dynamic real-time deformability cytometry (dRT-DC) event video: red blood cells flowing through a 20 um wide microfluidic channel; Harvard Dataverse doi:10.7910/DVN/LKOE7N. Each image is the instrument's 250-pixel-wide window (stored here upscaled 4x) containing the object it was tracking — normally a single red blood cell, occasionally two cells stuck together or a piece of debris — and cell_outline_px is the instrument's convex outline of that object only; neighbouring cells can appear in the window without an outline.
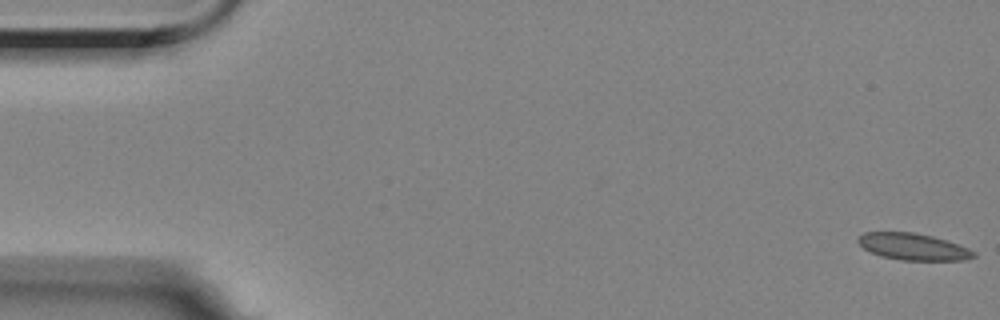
{"species": "Egyptian fruit bat (a non-hibernating species)", "species_latin": "Rousettus aegyptiacus", "temperature_condition": "room temperature", "stored_images_in_passage": 57, "camera_frame_rate_fps": 3000, "um_per_image_px": 0.085, "animal": {"sex": "female"}, "frame": {"image": 1, "passage_image": 1, "time_ms": 0.0, "image_size_px": [1000, 320], "cell_outline_px": [[976, 256], [968, 260], [900, 260], [880, 256], [864, 248], [856, 240], [864, 232], [912, 232], [932, 236], [968, 248], [976, 252]], "centroid_in_image_um": [77.62, 20.98], "position_along_channel_um": 7.4, "area_um2": 17.86}}
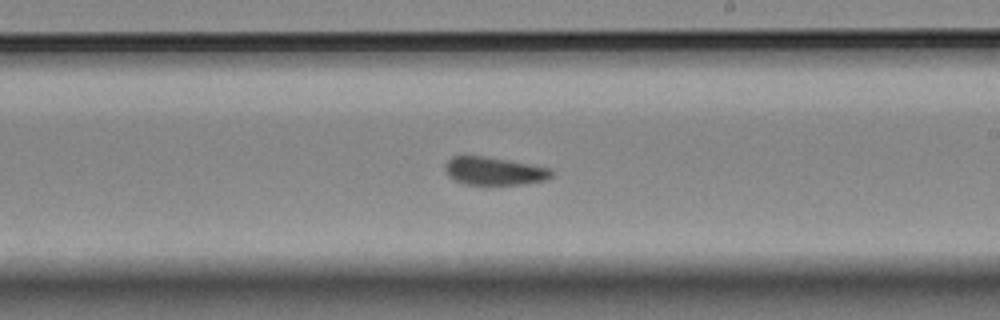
{"frame": {"image": 2, "passage_image": 33, "time_ms": 10.667, "image_size_px": [1000, 320], "cell_outline_px": [[556, 172], [552, 176], [544, 180], [524, 184], [464, 184], [448, 176], [444, 172], [444, 164], [452, 156], [484, 156], [508, 160], [552, 168]], "centroid_in_image_um": [42.01, 14.53], "position_along_channel_um": 247.0, "area_um2": 17.46}}
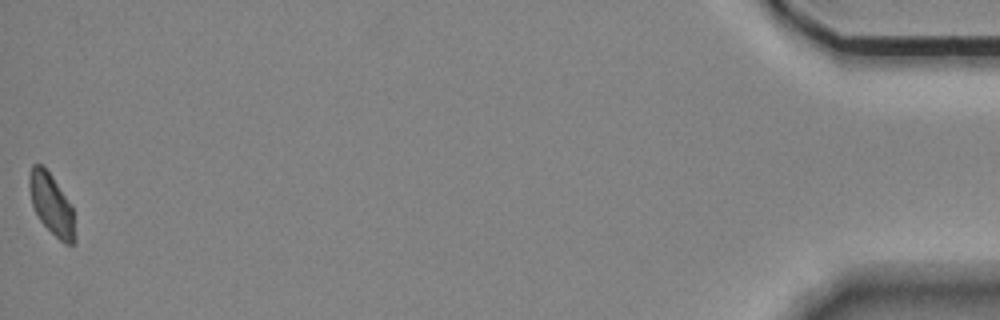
{"frame": {"image": 3, "passage_image": 57, "time_ms": 18.667, "image_size_px": [1000, 320], "cell_outline_px": [[76, 240], [72, 244], [64, 244], [40, 220], [32, 204], [28, 184], [28, 176], [32, 164], [40, 164], [52, 176], [72, 208]], "centroid_in_image_um": [4.36, 17.37], "position_along_channel_um": 430.8, "area_um2": 15.84}, "authors_computed_cell_mechanics": {"area_um2": 17.6868, "velocity_mm_per_s": 3.4905, "shape_relaxation_time_tau1_ms": null, "shape_relaxation_time_tau2_ms": 2.5786, "deformation_change_tau1": null, "deformation_change_tau2": 0.0782}}